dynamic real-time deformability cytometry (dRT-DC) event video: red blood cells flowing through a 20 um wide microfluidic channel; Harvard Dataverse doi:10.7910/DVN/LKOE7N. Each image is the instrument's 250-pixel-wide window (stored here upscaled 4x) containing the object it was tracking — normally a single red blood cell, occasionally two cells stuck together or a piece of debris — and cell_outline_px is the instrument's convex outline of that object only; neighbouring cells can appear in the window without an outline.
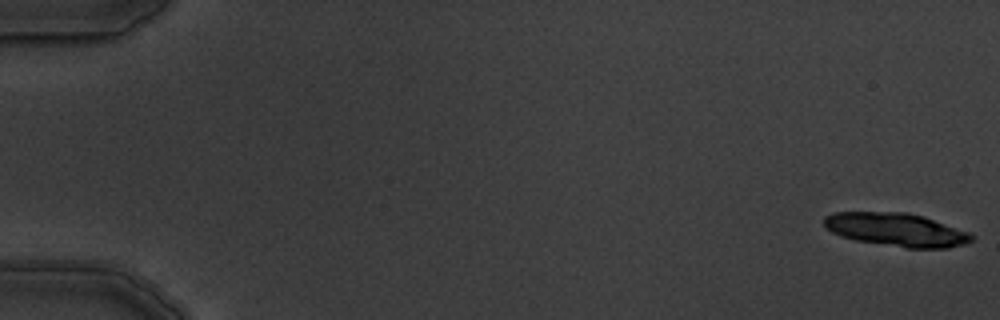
{"species": "common noctule bat (a hibernating species)", "species_latin": "Nyctalus noctula", "temperature_condition": "warm", "stored_images_in_passage": 5, "camera_frame_rate_fps": 3000, "um_per_image_px": 0.085, "animal": {"sex": "male", "body_mass_g": 19.5, "forearm_length_mm": 54.6}, "frame": {"image": 1, "passage_image": 1, "time_ms": 0.0, "image_size_px": [1000, 320], "cell_outline_px": [[976, 236], [972, 240], [964, 244], [948, 248], [908, 248], [856, 240], [840, 236], [832, 232], [824, 224], [824, 216], [836, 212], [908, 212], [924, 216], [968, 232]], "centroid_in_image_um": [76.2, 19.52], "position_along_channel_um": 8.8, "area_um2": 28.55}}